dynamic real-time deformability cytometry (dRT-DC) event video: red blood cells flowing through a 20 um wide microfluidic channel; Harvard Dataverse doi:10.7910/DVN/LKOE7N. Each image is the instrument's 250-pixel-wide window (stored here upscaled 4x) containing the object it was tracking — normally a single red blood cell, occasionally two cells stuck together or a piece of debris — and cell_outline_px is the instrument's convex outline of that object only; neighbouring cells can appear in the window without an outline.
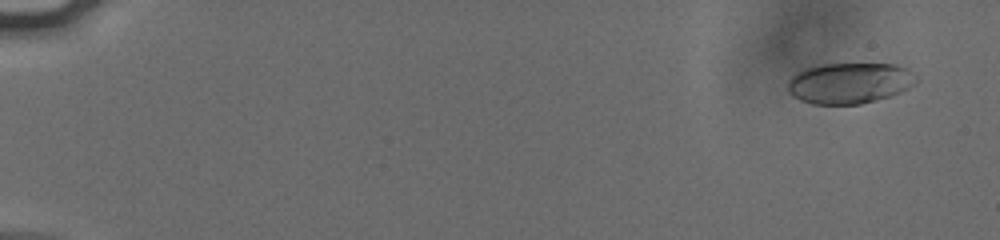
{"species": "human", "species_latin": "Homo sapiens", "temperature_condition": "cold", "stored_images_in_passage": 55, "camera_frame_rate_fps": 3000, "um_per_image_px": 0.085, "donor": {"sex": "male"}, "frame": {"image": 1, "passage_image": 4, "time_ms": 1.0, "image_size_px": [1000, 240], "cell_outline_px": [[920, 80], [908, 88], [900, 92], [876, 100], [860, 104], [812, 104], [800, 100], [792, 96], [788, 92], [788, 80], [796, 72], [804, 68], [820, 64], [896, 64], [908, 68]], "centroid_in_image_um": [72.2, 7.05], "position_along_channel_um": 12.8, "area_um2": 30.87}}
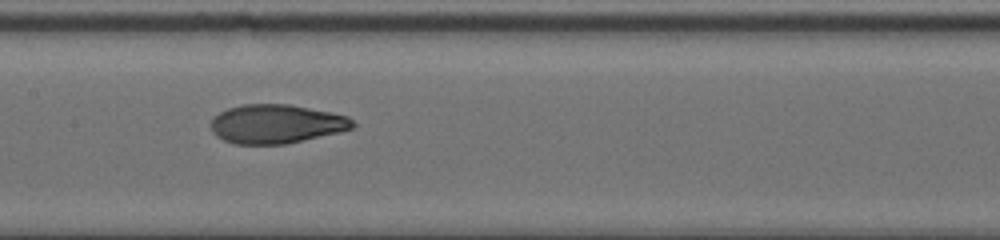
{"frame": {"image": 2, "passage_image": 31, "time_ms": 10.0, "image_size_px": [1000, 240], "cell_outline_px": [[356, 124], [352, 128], [336, 132], [284, 144], [236, 144], [224, 140], [216, 136], [212, 132], [212, 116], [228, 108], [240, 104], [288, 104], [332, 112], [348, 116]], "centroid_in_image_um": [23.44, 10.52], "position_along_channel_um": 184.0, "area_um2": 31.96}}
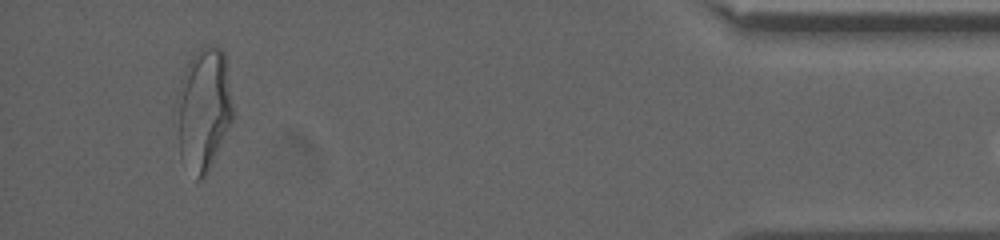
{"frame": {"image": 3, "passage_image": 54, "time_ms": 17.667, "image_size_px": [1000, 240], "cell_outline_px": [[232, 120], [204, 180], [196, 180], [180, 156], [180, 80], [192, 56], [204, 44], [220, 48], [224, 52], [232, 104]], "centroid_in_image_um": [17.35, 9.29], "position_along_channel_um": 417.9, "area_um2": 38.67}}